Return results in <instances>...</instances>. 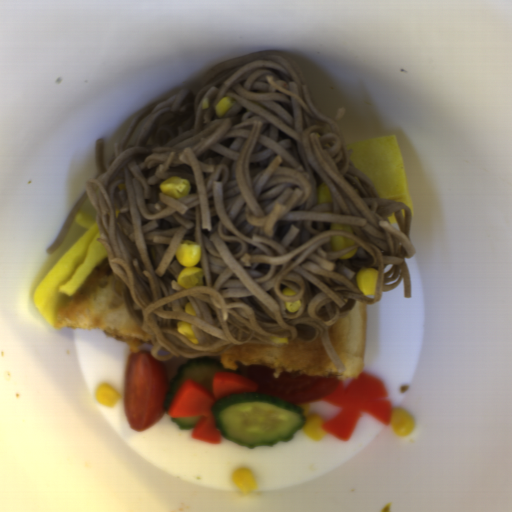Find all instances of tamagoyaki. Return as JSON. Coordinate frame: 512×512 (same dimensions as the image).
Instances as JSON below:
<instances>
[{
    "instance_id": "obj_1",
    "label": "tamagoyaki",
    "mask_w": 512,
    "mask_h": 512,
    "mask_svg": "<svg viewBox=\"0 0 512 512\" xmlns=\"http://www.w3.org/2000/svg\"><path fill=\"white\" fill-rule=\"evenodd\" d=\"M75 220L86 231L65 251L32 294L36 309L52 327L58 310L67 305L90 273L109 255L97 240L100 236L97 219L79 210Z\"/></svg>"
},
{
    "instance_id": "obj_2",
    "label": "tamagoyaki",
    "mask_w": 512,
    "mask_h": 512,
    "mask_svg": "<svg viewBox=\"0 0 512 512\" xmlns=\"http://www.w3.org/2000/svg\"><path fill=\"white\" fill-rule=\"evenodd\" d=\"M353 167L367 176L380 199L395 200L410 208L414 206L408 189L405 166L395 135L360 139L344 144Z\"/></svg>"
}]
</instances>
